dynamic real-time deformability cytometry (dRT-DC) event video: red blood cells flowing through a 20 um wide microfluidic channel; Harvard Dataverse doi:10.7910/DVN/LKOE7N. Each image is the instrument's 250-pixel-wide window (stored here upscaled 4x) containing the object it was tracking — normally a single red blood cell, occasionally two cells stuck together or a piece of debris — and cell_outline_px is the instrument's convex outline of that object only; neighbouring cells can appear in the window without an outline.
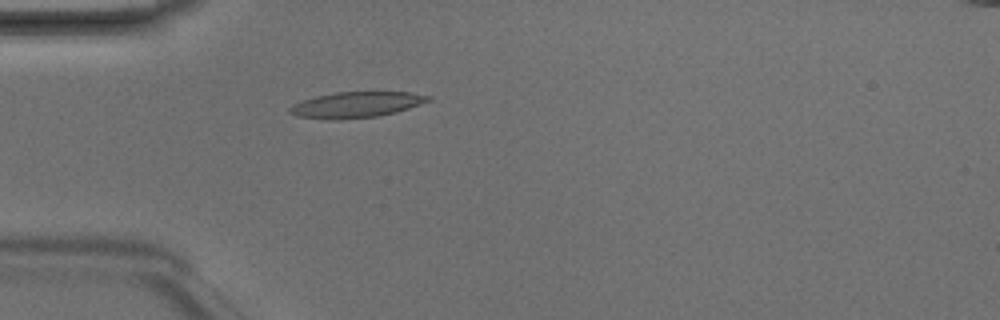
{"species": "Egyptian fruit bat (a non-hibernating species)", "species_latin": "Rousettus aegyptiacus", "temperature_condition": "room temperature", "stored_images_in_passage": 1, "camera_frame_rate_fps": 3000, "um_per_image_px": 0.085, "animal": {"sex": "male"}, "frame": {"image": 1, "passage_image": 1, "time_ms": 0.0, "image_size_px": [1000, 320], "cell_outline_px": [[432, 100], [396, 112], [380, 116], [340, 120], [332, 120], [296, 116], [288, 112], [288, 108], [292, 104], [316, 96], [336, 92], [412, 92], [432, 96]], "centroid_in_image_um": [30.28, 8.91], "position_along_channel_um": 54.7, "area_um2": 20.98}}